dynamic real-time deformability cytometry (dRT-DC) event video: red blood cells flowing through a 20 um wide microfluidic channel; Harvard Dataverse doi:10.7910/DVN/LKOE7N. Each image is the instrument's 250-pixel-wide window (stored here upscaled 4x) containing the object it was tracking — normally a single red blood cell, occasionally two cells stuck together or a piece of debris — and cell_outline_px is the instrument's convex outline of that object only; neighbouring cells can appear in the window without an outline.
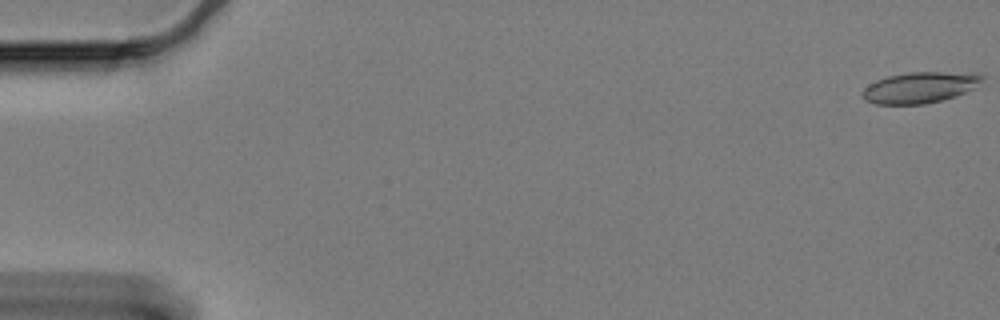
{"species": "Egyptian fruit bat (a non-hibernating species)", "species_latin": "Rousettus aegyptiacus", "temperature_condition": "cold", "stored_images_in_passage": 61, "camera_frame_rate_fps": 3000, "um_per_image_px": 0.085, "animal": {"sex": "female"}, "frame": {"image": 1, "passage_image": 1, "time_ms": 0.0, "image_size_px": [1000, 320], "cell_outline_px": [[984, 76], [976, 88], [956, 96], [924, 104], [876, 104], [864, 100], [860, 92], [868, 84], [876, 80], [888, 76], [908, 72], [976, 72]], "centroid_in_image_um": [78.19, 7.42], "position_along_channel_um": 6.8, "area_um2": 21.91}}
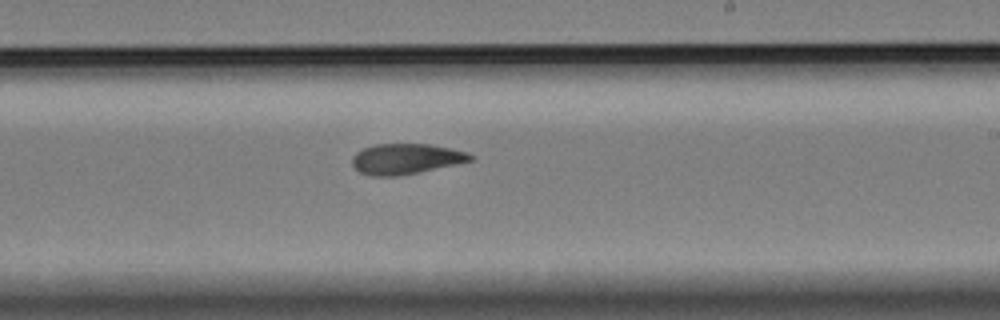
{"frame": {"image": 2, "passage_image": 37, "time_ms": 12.0, "image_size_px": [1000, 320], "cell_outline_px": [[476, 156], [472, 160], [456, 164], [420, 172], [400, 176], [372, 176], [360, 172], [352, 164], [352, 156], [356, 152], [364, 148], [376, 144], [428, 144], [452, 148], [468, 152]], "centroid_in_image_um": [34.52, 13.5], "position_along_channel_um": 254.5, "area_um2": 21.1}}
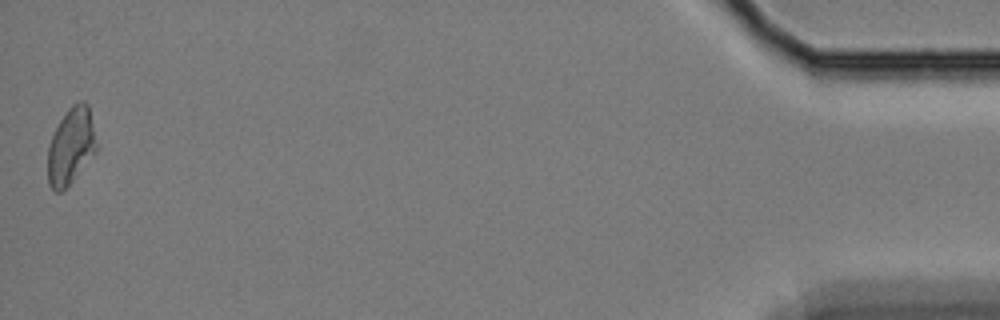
{"frame": {"image": 3, "passage_image": 61, "time_ms": 20.0, "image_size_px": [1000, 320], "cell_outline_px": [[96, 152], [72, 180], [60, 192], [56, 192], [48, 184], [48, 144], [60, 120], [68, 108], [72, 104], [80, 100], [84, 100], [88, 104], [96, 144]], "centroid_in_image_um": [6.01, 12.39], "position_along_channel_um": 429.2, "area_um2": 21.33}, "authors_computed_cell_mechanics": {"area_um2": 21.5016, "velocity_mm_per_s": 3.2934, "shape_relaxation_time_tau1_ms": 7.9708, "shape_relaxation_time_tau2_ms": 7.0258, "deformation_change_tau1": 0.1617, "deformation_change_tau2": 0.1223}}